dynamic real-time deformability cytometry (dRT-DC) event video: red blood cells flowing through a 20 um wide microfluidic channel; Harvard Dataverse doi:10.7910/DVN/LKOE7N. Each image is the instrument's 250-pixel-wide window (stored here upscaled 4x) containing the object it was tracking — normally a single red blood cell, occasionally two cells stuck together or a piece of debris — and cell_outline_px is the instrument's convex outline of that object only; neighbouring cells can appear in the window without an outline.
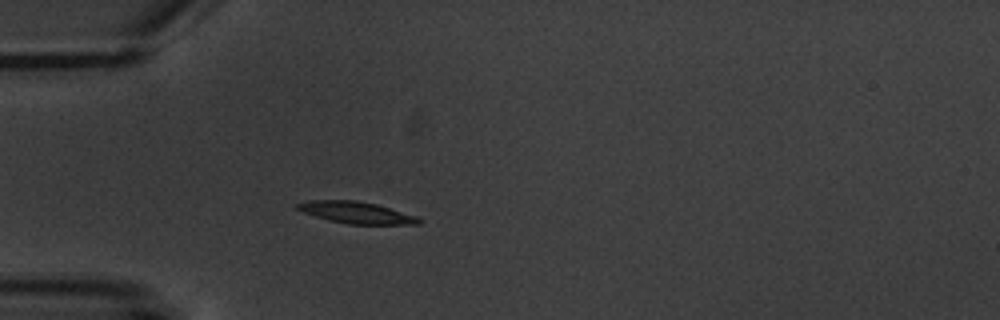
{"species": "common noctule bat (a hibernating species)", "species_latin": "Nyctalus noctula", "temperature_condition": "warm", "stored_images_in_passage": 3, "camera_frame_rate_fps": 3000, "um_per_image_px": 0.085, "animal": {"sex": "male", "body_mass_g": 20.1, "forearm_length_mm": 53.5}, "frame": {"image": 1, "passage_image": 3, "time_ms": 4.0, "image_size_px": [1000, 320], "cell_outline_px": [[420, 224], [348, 224], [328, 220], [304, 212], [296, 208], [292, 204], [312, 200], [356, 200], [376, 204], [416, 216], [420, 220]], "centroid_in_image_um": [30.23, 18.06], "position_along_channel_um": 54.8, "area_um2": 15.2}}